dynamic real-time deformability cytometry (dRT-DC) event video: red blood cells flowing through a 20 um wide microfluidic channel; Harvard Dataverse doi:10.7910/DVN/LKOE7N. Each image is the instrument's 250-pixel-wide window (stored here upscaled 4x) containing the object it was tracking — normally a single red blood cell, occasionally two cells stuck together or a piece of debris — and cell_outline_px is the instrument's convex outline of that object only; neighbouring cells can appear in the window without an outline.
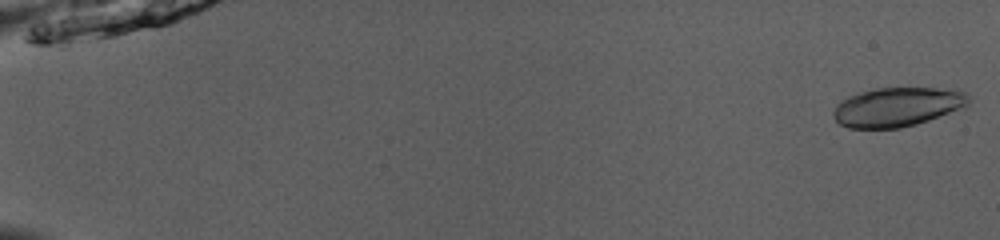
{"species": "common noctule bat (a hibernating species)", "species_latin": "Nyctalus noctula", "temperature_condition": "room temperature", "stored_images_in_passage": 51, "camera_frame_rate_fps": 3000, "um_per_image_px": 0.085, "animal": {"sex": "male", "body_mass_g": 13.0, "forearm_length_mm": 53.1}, "frame": {"image": 1, "passage_image": 1, "time_ms": 0.0, "image_size_px": [1000, 240], "cell_outline_px": [[972, 100], [964, 108], [916, 124], [900, 128], [848, 128], [840, 124], [832, 116], [832, 112], [840, 100], [848, 96], [860, 92], [876, 88], [936, 88], [964, 92]], "centroid_in_image_um": [76.25, 9.09], "position_along_channel_um": 8.7, "area_um2": 30.87}}